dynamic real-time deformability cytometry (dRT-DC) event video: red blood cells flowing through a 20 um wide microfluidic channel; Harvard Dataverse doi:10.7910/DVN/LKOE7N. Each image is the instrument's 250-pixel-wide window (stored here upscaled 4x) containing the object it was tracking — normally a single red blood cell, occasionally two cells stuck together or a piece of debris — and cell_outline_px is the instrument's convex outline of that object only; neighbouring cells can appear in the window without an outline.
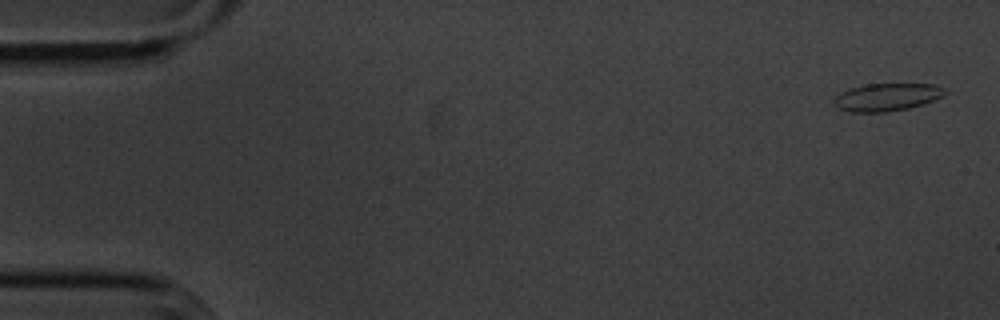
{"species": "common noctule bat (a hibernating species)", "species_latin": "Nyctalus noctula", "temperature_condition": "cold", "stored_images_in_passage": 56, "camera_frame_rate_fps": 3000, "um_per_image_px": 0.085, "animal": {"sex": "male", "body_mass_g": 20.1, "forearm_length_mm": 53.5}, "frame": {"image": 1, "passage_image": 2, "time_ms": 0.333, "image_size_px": [1000, 320], "cell_outline_px": [[948, 92], [944, 96], [924, 104], [908, 108], [888, 112], [848, 112], [840, 108], [832, 100], [840, 92], [848, 88], [868, 84], [936, 84]], "centroid_in_image_um": [75.4, 8.25], "position_along_channel_um": 9.6, "area_um2": 17.98}}
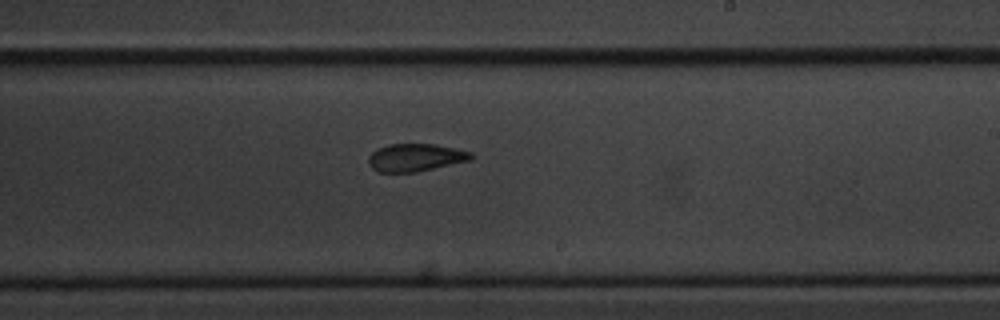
{"frame": {"image": 2, "passage_image": 33, "time_ms": 10.667, "image_size_px": [1000, 320], "cell_outline_px": [[472, 160], [416, 172], [376, 172], [368, 164], [368, 156], [376, 148], [388, 144], [436, 144], [456, 148], [472, 152]], "centroid_in_image_um": [35.3, 13.38], "position_along_channel_um": 253.7, "area_um2": 16.76}}
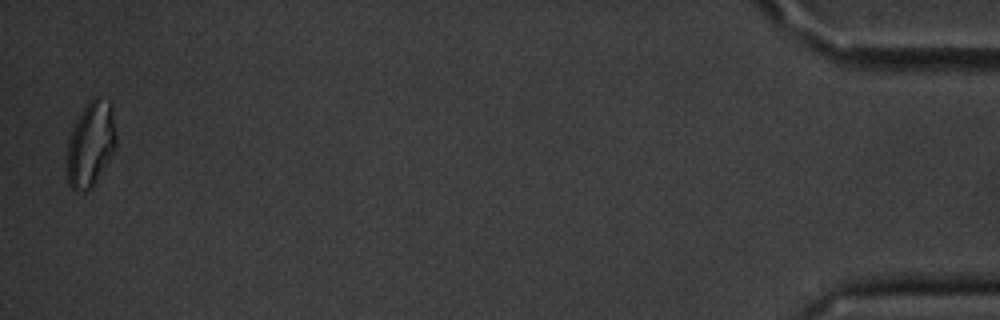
{"frame": {"image": 3, "passage_image": 55, "time_ms": 18.0, "image_size_px": [1000, 320], "cell_outline_px": [[116, 148], [92, 188], [84, 192], [76, 192], [68, 184], [68, 140], [72, 128], [88, 100], [92, 96], [100, 96], [112, 104], [116, 132]], "centroid_in_image_um": [7.73, 12.23], "position_along_channel_um": 427.5, "area_um2": 24.57}, "authors_computed_cell_mechanics": {"area_um2": 18.0047, "velocity_mm_per_s": 3.5845, "shape_relaxation_time_tau1_ms": null, "shape_relaxation_time_tau2_ms": 4.0416, "deformation_change_tau1": null, "deformation_change_tau2": 0.0976}}